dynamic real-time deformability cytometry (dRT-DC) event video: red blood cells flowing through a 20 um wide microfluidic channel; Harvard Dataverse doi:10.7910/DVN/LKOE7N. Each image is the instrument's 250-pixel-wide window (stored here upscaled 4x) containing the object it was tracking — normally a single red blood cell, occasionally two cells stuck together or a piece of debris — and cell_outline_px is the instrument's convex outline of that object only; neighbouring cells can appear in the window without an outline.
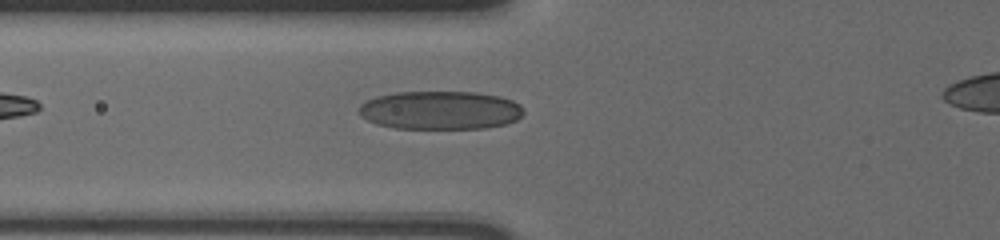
{"species": "human", "species_latin": "Homo sapiens", "temperature_condition": "cold", "stored_images_in_passage": 39, "camera_frame_rate_fps": 3000, "um_per_image_px": 0.085, "donor": {"sex": "male"}, "frame": {"image": 1, "passage_image": 7, "time_ms": 2.0, "image_size_px": [1000, 240], "cell_outline_px": [[524, 112], [516, 120], [504, 124], [484, 128], [396, 128], [376, 124], [360, 116], [360, 104], [376, 96], [396, 92], [476, 92], [500, 96], [512, 100], [520, 104], [524, 108]], "centroid_in_image_um": [37.43, 9.36], "position_along_channel_um": 88.4, "area_um2": 36.88}}
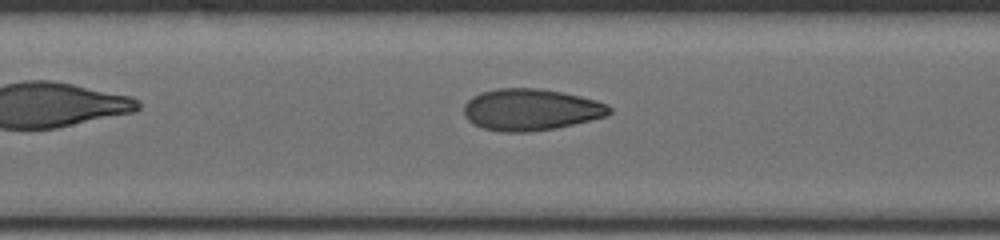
{"frame": {"image": 2, "passage_image": 13, "time_ms": 4.0, "image_size_px": [1000, 240], "cell_outline_px": [[612, 112], [604, 116], [556, 128], [528, 132], [500, 132], [484, 128], [472, 124], [464, 116], [464, 104], [472, 96], [480, 92], [496, 88], [540, 88], [580, 96], [596, 100], [608, 104], [612, 108]], "centroid_in_image_um": [45.08, 9.31], "position_along_channel_um": 162.3, "area_um2": 35.37}}
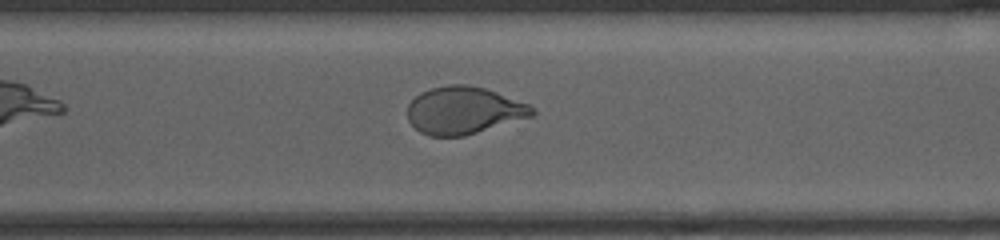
{"frame": {"image": 3, "passage_image": 27, "time_ms": 8.667, "image_size_px": [1000, 240], "cell_outline_px": [[536, 112], [532, 116], [464, 136], [428, 136], [420, 132], [408, 120], [408, 104], [420, 92], [432, 88], [448, 84], [468, 84], [484, 88], [496, 92], [528, 104]], "centroid_in_image_um": [39.39, 9.38], "position_along_channel_um": 331.2, "area_um2": 34.22}}